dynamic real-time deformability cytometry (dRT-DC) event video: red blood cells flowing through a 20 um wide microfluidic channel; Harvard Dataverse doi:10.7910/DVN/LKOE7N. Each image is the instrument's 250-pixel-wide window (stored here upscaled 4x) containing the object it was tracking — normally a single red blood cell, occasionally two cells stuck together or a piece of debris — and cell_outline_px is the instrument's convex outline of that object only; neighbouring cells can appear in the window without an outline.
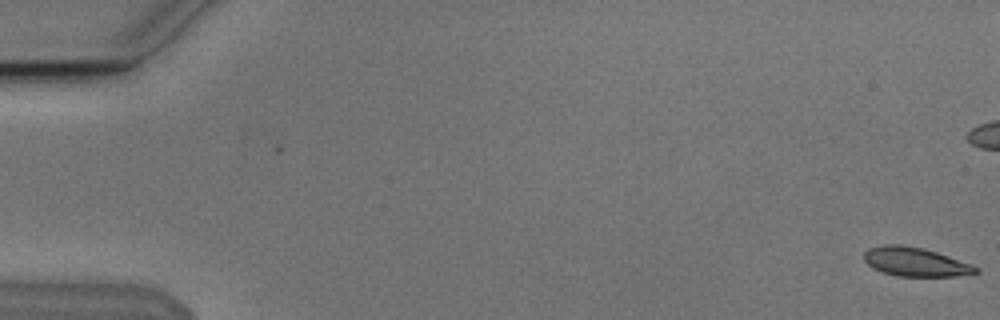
{"species": "Egyptian fruit bat (a non-hibernating species)", "species_latin": "Rousettus aegyptiacus", "temperature_condition": "cold", "stored_images_in_passage": 7, "camera_frame_rate_fps": 3000, "um_per_image_px": 0.085, "animal": {"sex": "male"}, "frame": {"image": 1, "passage_image": 1, "time_ms": 0.0, "image_size_px": [1000, 320], "cell_outline_px": [[980, 272], [956, 276], [896, 276], [872, 268], [864, 260], [864, 252], [868, 248], [884, 244], [900, 244], [924, 248], [972, 264], [980, 268]], "centroid_in_image_um": [77.8, 22.25], "position_along_channel_um": 7.2, "area_um2": 18.9}}